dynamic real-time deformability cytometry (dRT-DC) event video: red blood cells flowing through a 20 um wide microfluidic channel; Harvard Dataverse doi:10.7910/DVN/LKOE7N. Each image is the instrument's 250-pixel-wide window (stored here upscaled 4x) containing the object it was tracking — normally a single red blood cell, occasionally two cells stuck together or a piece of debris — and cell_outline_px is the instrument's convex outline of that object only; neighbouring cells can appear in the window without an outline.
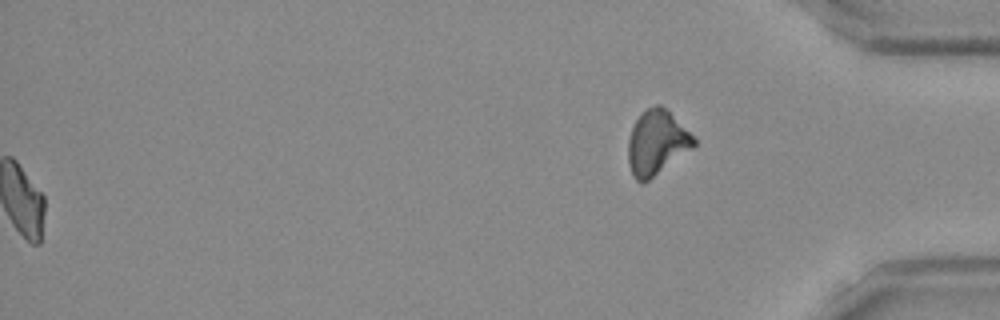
{"species": "Egyptian fruit bat (a non-hibernating species)", "species_latin": "Rousettus aegyptiacus", "temperature_condition": "room temperature", "stored_images_in_passage": 52, "segment_of_instrument_passage": [2, 2], "camera_frame_rate_fps": 3000, "um_per_image_px": 0.085, "frame": {"image": 1, "passage_image": 52, "time_ms": 17.0, "image_size_px": [1000, 320], "cell_outline_px": [[696, 144], [692, 148], [648, 180], [636, 180], [632, 176], [628, 160], [628, 140], [632, 128], [640, 112], [656, 104], [660, 104], [696, 140]], "centroid_in_image_um": [55.78, 12.11], "position_along_channel_um": 379.4, "area_um2": 23.93}}